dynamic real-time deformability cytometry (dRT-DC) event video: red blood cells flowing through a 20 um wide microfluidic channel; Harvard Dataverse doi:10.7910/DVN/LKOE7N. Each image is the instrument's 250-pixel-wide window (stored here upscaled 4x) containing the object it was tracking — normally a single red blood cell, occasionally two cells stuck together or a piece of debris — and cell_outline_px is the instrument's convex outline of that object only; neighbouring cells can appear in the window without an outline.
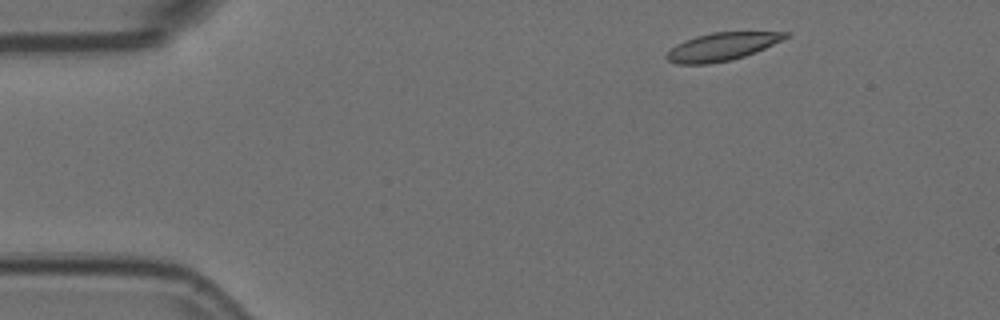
{"species": "Egyptian fruit bat (a non-hibernating species)", "species_latin": "Rousettus aegyptiacus", "temperature_condition": "room temperature", "stored_images_in_passage": 14, "segment_of_instrument_passage": [1, 2], "camera_frame_rate_fps": 3000, "um_per_image_px": 0.085, "animal": {"sex": "female"}, "frame": {"image": 1, "passage_image": 1, "time_ms": 0.0, "image_size_px": [1000, 320], "cell_outline_px": [[792, 32], [788, 36], [764, 48], [744, 56], [732, 60], [708, 64], [676, 64], [668, 60], [664, 56], [676, 44], [684, 40], [696, 36], [712, 32]], "centroid_in_image_um": [61.31, 3.97], "position_along_channel_um": 23.7, "area_um2": 19.13}}
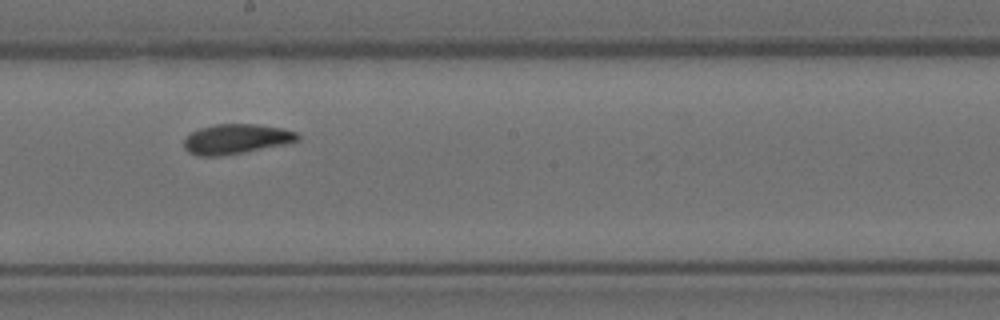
{"frame": {"image": 2, "passage_image": 7, "time_ms": 2.0, "image_size_px": [1000, 320], "cell_outline_px": [[300, 140], [284, 144], [244, 152], [220, 156], [196, 156], [188, 152], [184, 148], [184, 140], [192, 132], [200, 128], [216, 124], [256, 124], [284, 128], [296, 132], [300, 136]], "centroid_in_image_um": [20.08, 11.81], "position_along_channel_um": 228.1, "area_um2": 19.77}}
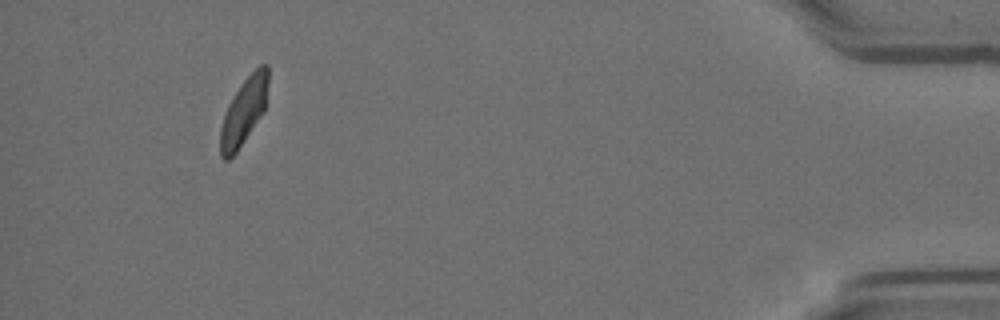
{"frame": {"image": 3, "passage_image": 12, "time_ms": 3.667, "image_size_px": [1000, 320], "cell_outline_px": [[268, 84], [264, 112], [236, 152], [228, 160], [224, 160], [220, 156], [220, 128], [228, 104], [240, 84], [260, 64], [268, 64]], "centroid_in_image_um": [20.72, 9.46], "position_along_channel_um": 414.5, "area_um2": 18.5}}